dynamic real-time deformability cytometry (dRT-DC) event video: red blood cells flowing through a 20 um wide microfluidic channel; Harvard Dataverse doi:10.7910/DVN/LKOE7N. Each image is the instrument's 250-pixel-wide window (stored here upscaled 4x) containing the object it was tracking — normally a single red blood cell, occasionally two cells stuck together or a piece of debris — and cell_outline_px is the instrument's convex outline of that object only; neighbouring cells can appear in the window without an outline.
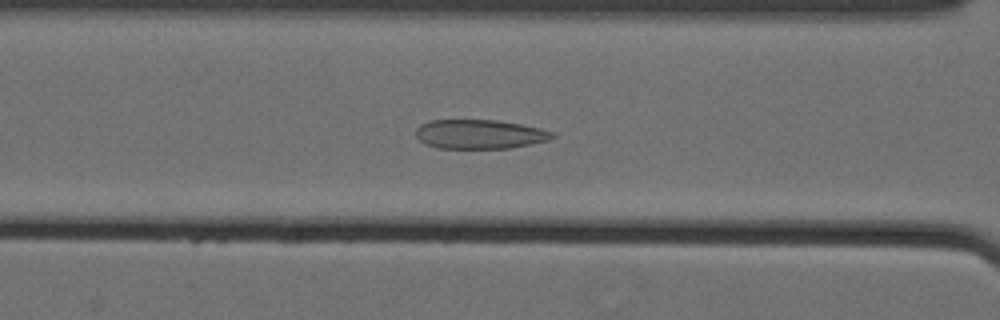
{"species": "Egyptian fruit bat (a non-hibernating species)", "species_latin": "Rousettus aegyptiacus", "temperature_condition": "cold", "stored_images_in_passage": 61, "camera_frame_rate_fps": 3000, "um_per_image_px": 0.085, "animal": {"sex": "female"}, "frame": {"image": 1, "passage_image": 29, "time_ms": 9.333, "image_size_px": [1000, 320], "cell_outline_px": [[556, 136], [548, 140], [532, 144], [508, 148], [436, 148], [424, 144], [416, 136], [416, 128], [420, 124], [432, 120], [500, 120], [540, 128], [556, 132]], "centroid_in_image_um": [40.78, 11.4], "position_along_channel_um": 125.8, "area_um2": 23.41}}
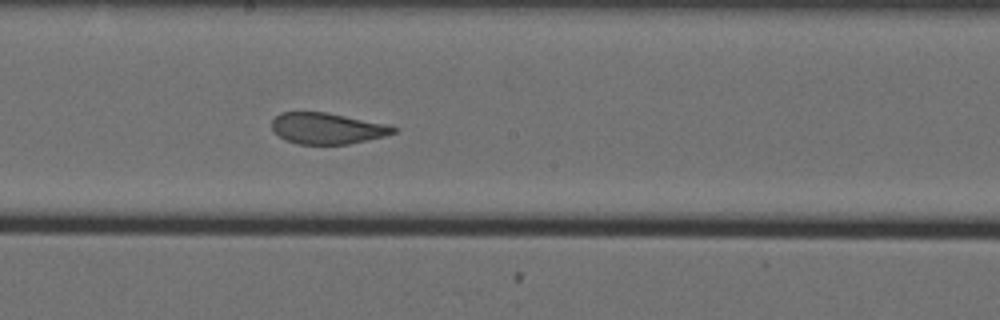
{"frame": {"image": 2, "passage_image": 37, "time_ms": 12.0, "image_size_px": [1000, 320], "cell_outline_px": [[400, 128], [396, 132], [384, 136], [348, 144], [296, 144], [284, 140], [272, 132], [272, 120], [280, 112], [324, 112], [388, 124]], "centroid_in_image_um": [27.79, 10.92], "position_along_channel_um": 220.4, "area_um2": 22.2}}
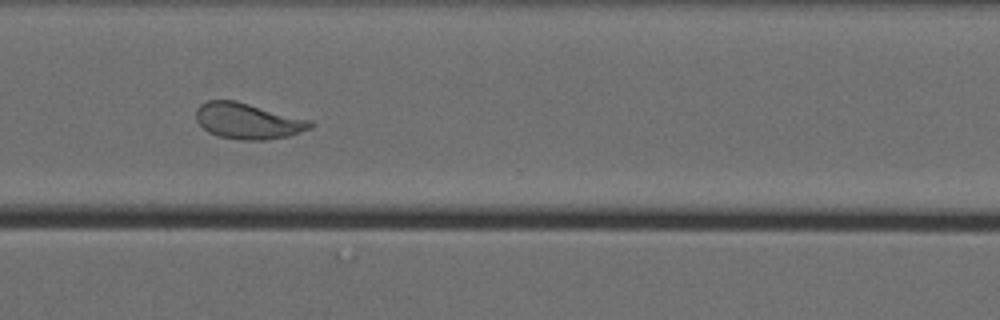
{"frame": {"image": 3, "passage_image": 48, "time_ms": 15.667, "image_size_px": [1000, 320], "cell_outline_px": [[316, 124], [312, 128], [288, 136], [264, 140], [244, 140], [220, 136], [208, 132], [196, 120], [196, 108], [200, 104], [208, 100], [236, 100], [312, 120]], "centroid_in_image_um": [21.1, 10.27], "position_along_channel_um": 349.5, "area_um2": 24.04}, "authors_computed_cell_mechanics": {"area_um2": 25.3742, "velocity_mm_per_s": 3.5424, "shape_relaxation_time_tau1_ms": 9.8364, "shape_relaxation_time_tau2_ms": 1.1532, "deformation_change_tau1": 0.1989, "deformation_change_tau2": 0.0706}}